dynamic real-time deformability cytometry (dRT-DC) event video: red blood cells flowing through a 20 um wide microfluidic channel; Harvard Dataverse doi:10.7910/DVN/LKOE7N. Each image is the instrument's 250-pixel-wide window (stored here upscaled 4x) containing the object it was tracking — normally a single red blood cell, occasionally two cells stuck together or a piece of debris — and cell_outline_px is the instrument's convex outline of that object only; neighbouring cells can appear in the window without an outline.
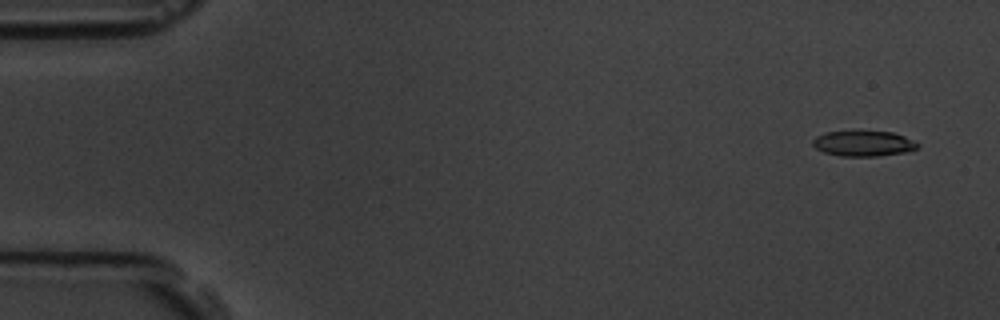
{"species": "common noctule bat (a hibernating species)", "species_latin": "Nyctalus noctula", "temperature_condition": "room temperature", "stored_images_in_passage": 58, "camera_frame_rate_fps": 3000, "um_per_image_px": 0.085, "animal": {"sex": "male", "body_mass_g": 19.5, "forearm_length_mm": 54.6}, "frame": {"image": 1, "passage_image": 4, "time_ms": 1.0, "image_size_px": [1000, 320], "cell_outline_px": [[920, 144], [916, 148], [904, 152], [876, 156], [840, 156], [824, 152], [816, 148], [812, 144], [812, 140], [816, 136], [824, 132], [852, 128], [860, 128], [892, 132], [904, 136]], "centroid_in_image_um": [73.32, 12.13], "position_along_channel_um": 11.7, "area_um2": 16.36}}
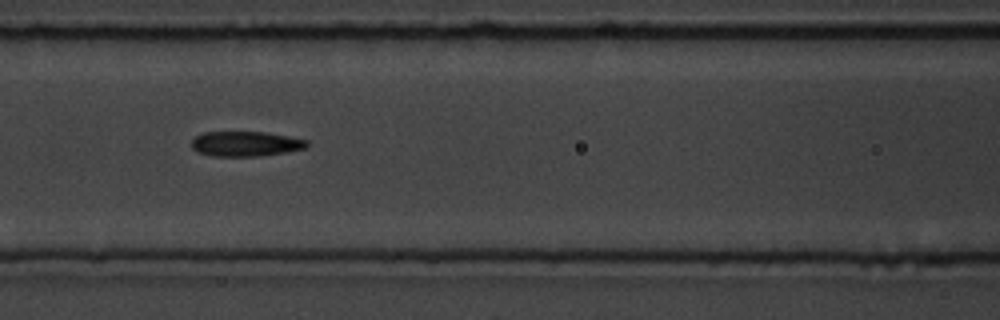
{"frame": {"image": 2, "passage_image": 26, "time_ms": 8.333, "image_size_px": [1000, 320], "cell_outline_px": [[308, 144], [304, 148], [284, 152], [260, 156], [212, 156], [196, 152], [192, 148], [192, 140], [196, 136], [204, 132], [264, 132], [288, 136], [308, 140]], "centroid_in_image_um": [20.84, 12.22], "position_along_channel_um": 145.8, "area_um2": 16.7}}
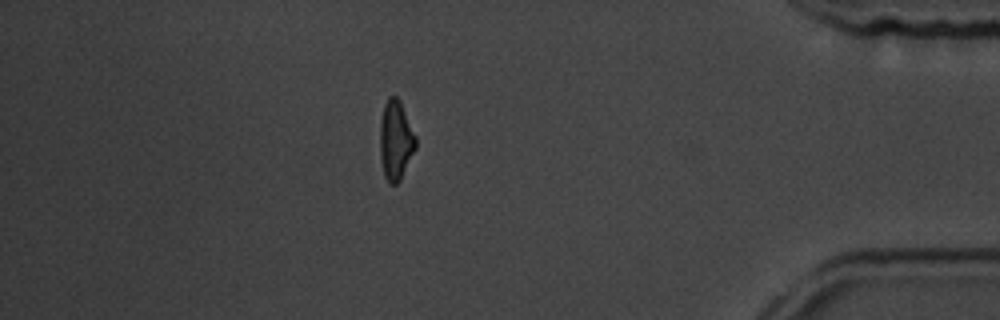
{"frame": {"image": 3, "passage_image": 51, "time_ms": 16.667, "image_size_px": [1000, 320], "cell_outline_px": [[416, 148], [400, 180], [396, 184], [388, 184], [384, 176], [380, 160], [380, 120], [384, 104], [388, 96], [396, 96], [400, 100], [416, 136]], "centroid_in_image_um": [33.62, 11.92], "position_along_channel_um": 401.6, "area_um2": 16.76}, "authors_computed_cell_mechanics": {"area_um2": 16.6175, "velocity_mm_per_s": 3.5663, "shape_relaxation_time_tau1_ms": 5.3249, "shape_relaxation_time_tau2_ms": 4.0573, "deformation_change_tau1": 0.1287, "deformation_change_tau2": 0.146}}